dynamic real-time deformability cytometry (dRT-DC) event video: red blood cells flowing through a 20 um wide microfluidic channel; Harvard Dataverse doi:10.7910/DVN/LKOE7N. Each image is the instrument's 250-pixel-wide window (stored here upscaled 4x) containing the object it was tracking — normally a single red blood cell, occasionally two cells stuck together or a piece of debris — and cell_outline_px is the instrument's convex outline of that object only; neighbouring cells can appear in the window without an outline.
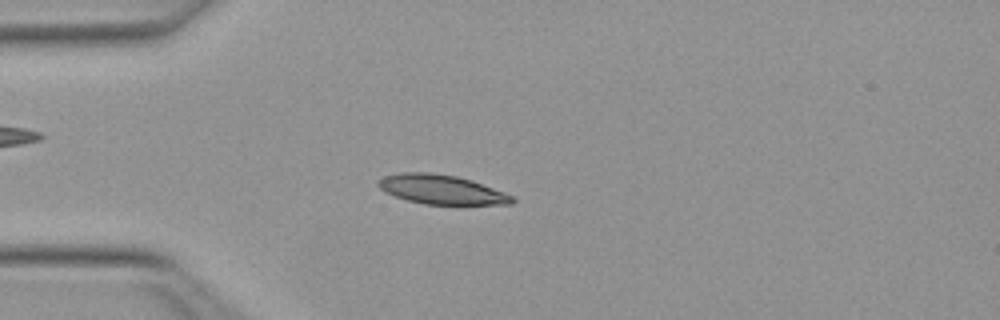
{"species": "Egyptian fruit bat (a non-hibernating species)", "species_latin": "Rousettus aegyptiacus", "temperature_condition": "warm", "stored_images_in_passage": 50, "camera_frame_rate_fps": 3000, "um_per_image_px": 0.085, "animal": {"sex": "female"}, "frame": {"image": 1, "passage_image": 13, "time_ms": 4.0, "image_size_px": [1000, 320], "cell_outline_px": [[516, 200], [512, 204], [424, 204], [408, 200], [384, 192], [376, 184], [376, 180], [384, 176], [400, 172], [432, 172], [456, 176], [472, 180], [512, 196]], "centroid_in_image_um": [37.46, 16.09], "position_along_channel_um": 47.5, "area_um2": 22.77}}
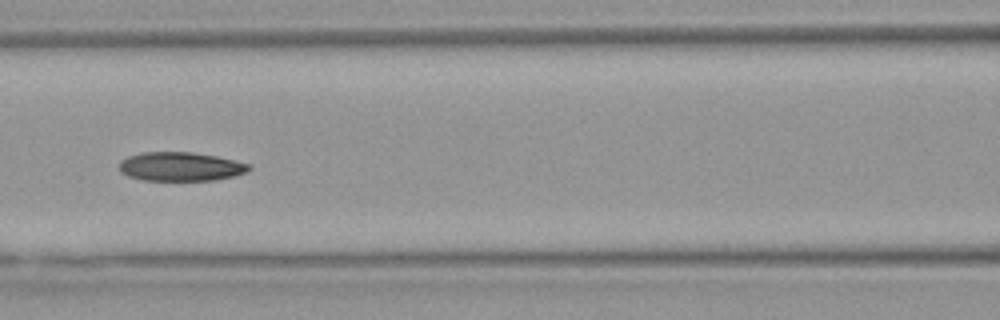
{"frame": {"image": 2, "passage_image": 22, "time_ms": 7.0, "image_size_px": [1000, 320], "cell_outline_px": [[252, 168], [248, 172], [236, 176], [216, 180], [140, 180], [128, 176], [120, 172], [120, 160], [128, 156], [140, 152], [192, 152], [216, 156], [252, 164]], "centroid_in_image_um": [15.38, 14.16], "position_along_channel_um": 151.2, "area_um2": 22.14}}
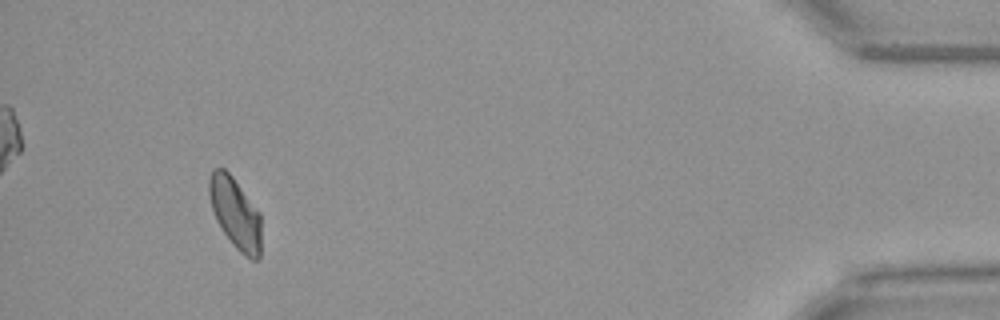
{"frame": {"image": 3, "passage_image": 47, "time_ms": 15.333, "image_size_px": [1000, 320], "cell_outline_px": [[260, 256], [256, 260], [252, 260], [240, 252], [232, 244], [216, 220], [212, 208], [208, 192], [208, 180], [212, 168], [224, 168], [232, 176], [260, 212]], "centroid_in_image_um": [19.98, 18.1], "position_along_channel_um": 415.2, "area_um2": 21.5}, "authors_computed_cell_mechanics": {"area_um2": 22.1374, "velocity_mm_per_s": 3.9988, "shape_relaxation_time_tau1_ms": 8.2145, "shape_relaxation_time_tau2_ms": 7.1906, "deformation_change_tau1": 0.1728, "deformation_change_tau2": 0.1195}}